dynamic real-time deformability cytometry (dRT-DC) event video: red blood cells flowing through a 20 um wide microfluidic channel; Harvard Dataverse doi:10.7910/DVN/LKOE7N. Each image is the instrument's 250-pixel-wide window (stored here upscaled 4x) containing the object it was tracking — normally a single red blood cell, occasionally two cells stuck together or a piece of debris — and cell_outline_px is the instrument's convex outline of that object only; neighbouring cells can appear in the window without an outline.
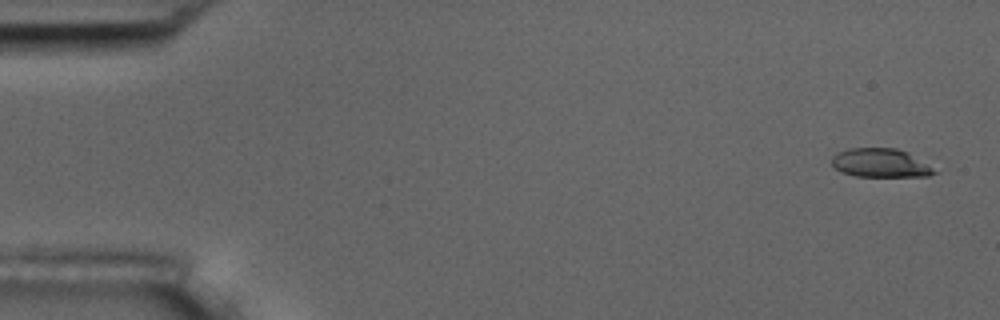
{"species": "common noctule bat (a hibernating species)", "species_latin": "Nyctalus noctula", "temperature_condition": "room temperature", "stored_images_in_passage": 5, "camera_frame_rate_fps": 3000, "um_per_image_px": 0.085, "animal": {"sex": "male", "body_mass_g": 17.5, "forearm_length_mm": 52.3}, "frame": {"image": 1, "passage_image": 1, "time_ms": 0.0, "image_size_px": [1000, 320], "cell_outline_px": [[940, 172], [928, 176], [856, 176], [840, 172], [832, 164], [832, 156], [836, 152], [848, 148], [896, 148], [908, 152]], "centroid_in_image_um": [74.83, 13.85], "position_along_channel_um": 10.2, "area_um2": 17.22}}
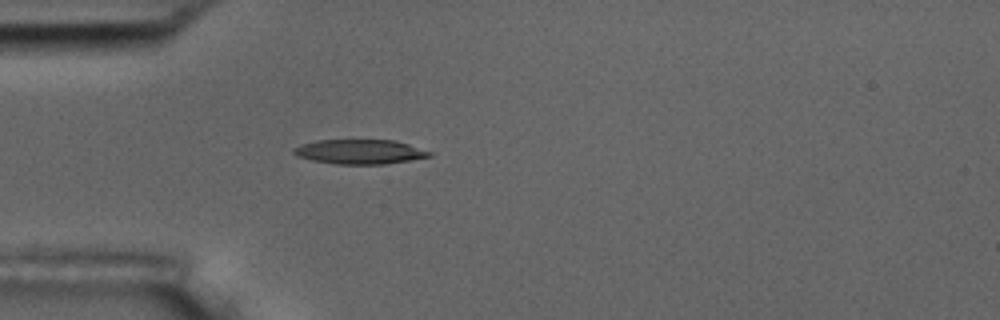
{"frame": {"image": 2, "passage_image": 5, "time_ms": 4.667, "image_size_px": [1000, 320], "cell_outline_px": [[432, 156], [384, 164], [336, 164], [312, 160], [296, 156], [292, 152], [292, 148], [316, 140], [396, 140], [432, 152]], "centroid_in_image_um": [30.56, 12.89], "position_along_channel_um": 54.4, "area_um2": 19.31}}